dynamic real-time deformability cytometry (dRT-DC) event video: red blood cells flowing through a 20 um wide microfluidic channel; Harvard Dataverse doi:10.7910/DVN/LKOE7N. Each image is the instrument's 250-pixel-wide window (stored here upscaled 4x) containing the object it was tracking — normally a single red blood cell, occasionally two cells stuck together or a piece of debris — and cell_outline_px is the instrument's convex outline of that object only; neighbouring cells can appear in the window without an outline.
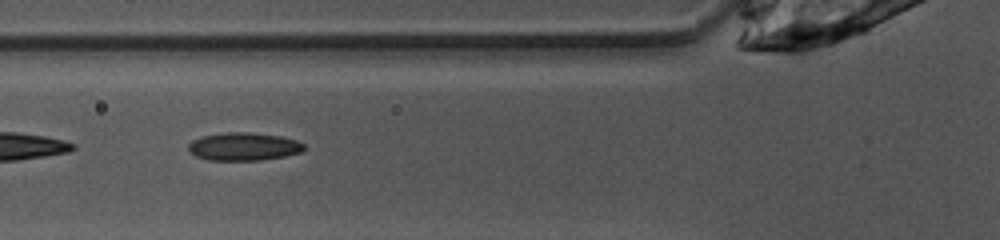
{"species": "common noctule bat (a hibernating species)", "species_latin": "Nyctalus noctula", "temperature_condition": "warm", "stored_images_in_passage": 38, "camera_frame_rate_fps": 3000, "um_per_image_px": 0.085, "animal": {"sex": "female", "body_mass_g": 10.0, "forearm_length_mm": 53.1}, "frame": {"image": 1, "passage_image": 6, "time_ms": 1.667, "image_size_px": [1000, 240], "cell_outline_px": [[304, 148], [300, 152], [284, 156], [260, 160], [208, 160], [196, 156], [188, 148], [188, 144], [192, 140], [204, 136], [228, 132], [248, 132], [280, 136], [296, 140], [304, 144]], "centroid_in_image_um": [20.71, 12.46], "position_along_channel_um": 105.1, "area_um2": 18.61}}
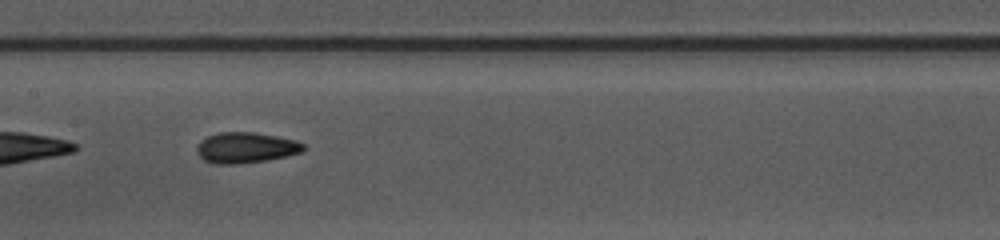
{"frame": {"image": 2, "passage_image": 12, "time_ms": 3.667, "image_size_px": [1000, 240], "cell_outline_px": [[304, 148], [300, 152], [288, 156], [264, 160], [236, 164], [216, 164], [204, 160], [200, 156], [196, 148], [200, 140], [208, 136], [220, 132], [252, 132], [276, 136], [296, 140], [304, 144]], "centroid_in_image_um": [20.88, 12.55], "position_along_channel_um": 186.5, "area_um2": 18.9}, "authors_computed_cell_mechanics": {"area_um2": 18.0336, "velocity_mm_per_s": 4.0353, "shape_relaxation_time_tau1_ms": 6.9802, "shape_relaxation_time_tau2_ms": 1.8306, "deformation_change_tau1": 0.1736, "deformation_change_tau2": 0.085}}